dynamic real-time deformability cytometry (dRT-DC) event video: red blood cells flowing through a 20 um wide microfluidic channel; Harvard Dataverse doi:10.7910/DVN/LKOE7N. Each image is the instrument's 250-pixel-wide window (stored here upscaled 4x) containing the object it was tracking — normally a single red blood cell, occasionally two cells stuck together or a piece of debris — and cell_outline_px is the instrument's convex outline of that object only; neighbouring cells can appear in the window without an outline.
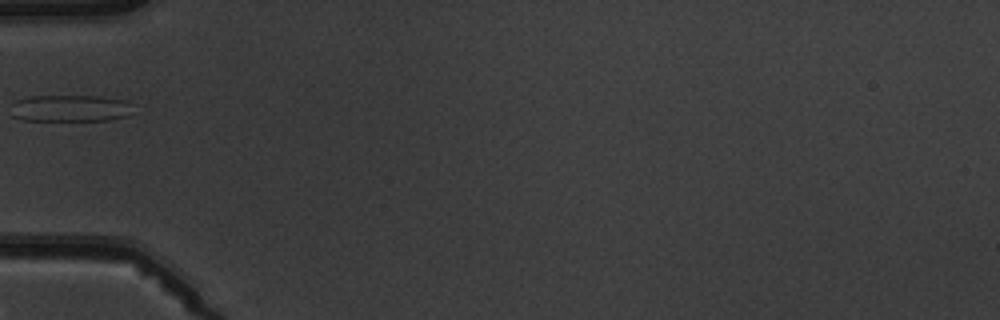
{"species": "common noctule bat (a hibernating species)", "species_latin": "Nyctalus noctula", "temperature_condition": "warm", "stored_images_in_passage": 3, "camera_frame_rate_fps": 3000, "um_per_image_px": 0.085, "animal": {"sex": "male", "body_mass_g": 19.5, "forearm_length_mm": 54.6}, "frame": {"image": 1, "passage_image": 3, "time_ms": 3.0, "image_size_px": [1000, 320], "cell_outline_px": [[128, 116], [108, 120], [20, 120], [12, 116], [12, 104], [16, 100], [32, 96], [100, 96], [124, 100]], "centroid_in_image_um": [5.85, 9.2], "position_along_channel_um": 79.2, "area_um2": 18.61}}